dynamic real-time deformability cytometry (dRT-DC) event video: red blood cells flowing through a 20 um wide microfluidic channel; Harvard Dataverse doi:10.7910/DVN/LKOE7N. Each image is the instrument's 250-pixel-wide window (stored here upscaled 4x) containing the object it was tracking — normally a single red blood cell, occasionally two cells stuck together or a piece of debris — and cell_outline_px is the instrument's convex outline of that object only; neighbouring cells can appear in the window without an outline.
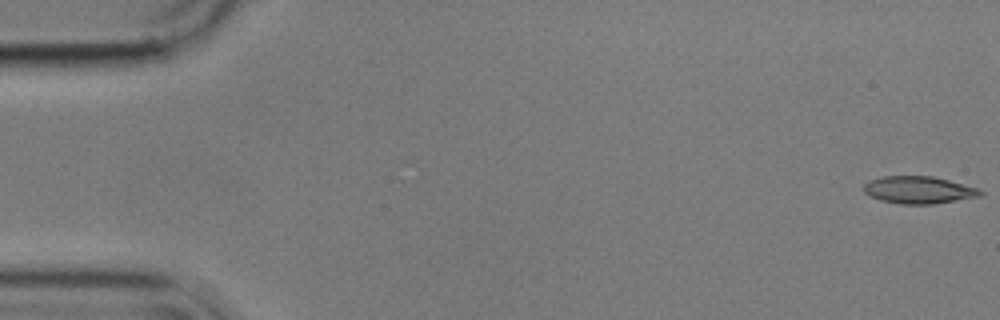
{"species": "common noctule bat (a hibernating species)", "species_latin": "Nyctalus noctula", "temperature_condition": "cold", "stored_images_in_passage": 2, "camera_frame_rate_fps": 3000, "um_per_image_px": 0.085, "animal": {"sex": "male", "body_mass_g": 17.9}, "frame": {"image": 1, "passage_image": 1, "time_ms": 0.0, "image_size_px": [1000, 320], "cell_outline_px": [[984, 192], [980, 196], [932, 204], [900, 204], [880, 200], [864, 192], [864, 184], [872, 180], [884, 176], [932, 176], [980, 188]], "centroid_in_image_um": [78.12, 16.14], "position_along_channel_um": 6.9, "area_um2": 18.38}}